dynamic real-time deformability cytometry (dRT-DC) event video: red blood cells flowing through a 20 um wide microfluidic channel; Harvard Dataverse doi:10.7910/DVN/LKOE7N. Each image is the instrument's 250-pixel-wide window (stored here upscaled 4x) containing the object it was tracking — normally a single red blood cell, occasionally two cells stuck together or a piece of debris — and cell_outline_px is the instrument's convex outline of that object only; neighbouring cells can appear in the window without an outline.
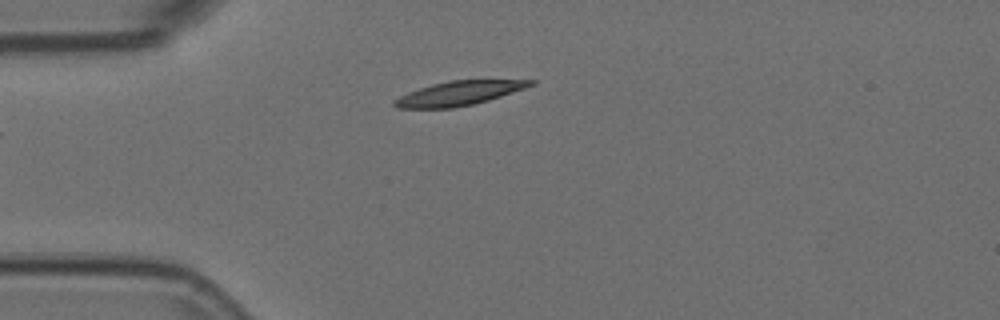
{"species": "Egyptian fruit bat (a non-hibernating species)", "species_latin": "Rousettus aegyptiacus", "temperature_condition": "room temperature", "stored_images_in_passage": 2, "camera_frame_rate_fps": 3000, "um_per_image_px": 0.085, "animal": {"sex": "female"}, "frame": {"image": 1, "passage_image": 2, "time_ms": 0.333, "image_size_px": [1000, 320], "cell_outline_px": [[536, 84], [488, 100], [472, 104], [452, 108], [396, 108], [392, 104], [392, 100], [408, 92], [432, 84], [452, 80], [536, 80]], "centroid_in_image_um": [38.97, 7.93], "position_along_channel_um": 46.0, "area_um2": 19.02}}